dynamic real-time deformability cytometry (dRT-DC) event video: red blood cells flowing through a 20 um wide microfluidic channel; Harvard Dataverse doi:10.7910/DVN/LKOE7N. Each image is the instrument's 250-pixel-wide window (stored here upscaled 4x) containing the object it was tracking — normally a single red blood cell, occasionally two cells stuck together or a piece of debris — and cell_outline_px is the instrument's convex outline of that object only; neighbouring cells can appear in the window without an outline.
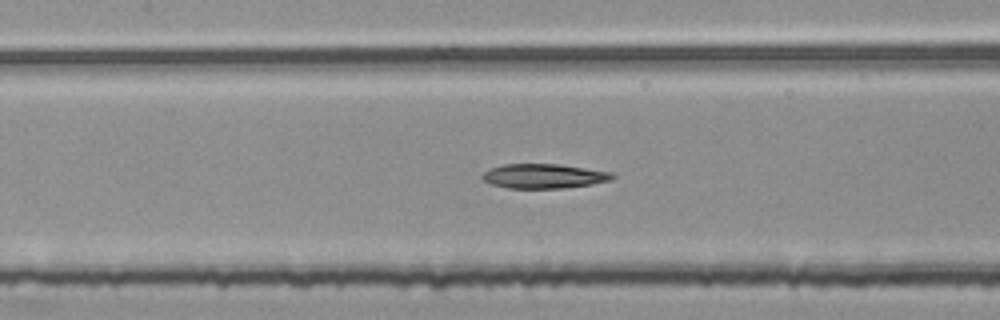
{"species": "common noctule bat (a hibernating species)", "species_latin": "Nyctalus noctula", "temperature_condition": "room temperature", "stored_images_in_passage": 54, "segment_of_instrument_passage": [2, 2], "camera_frame_rate_fps": 3000, "um_per_image_px": 0.085, "animal": {"sex": "female", "body_mass_g": 25.1}, "frame": {"image": 1, "passage_image": 25, "time_ms": 8.0, "image_size_px": [1000, 320], "cell_outline_px": [[616, 176], [612, 180], [592, 184], [564, 188], [508, 188], [492, 184], [484, 180], [480, 176], [488, 168], [504, 164], [560, 164], [612, 172]], "centroid_in_image_um": [46.23, 14.96], "position_along_channel_um": 161.2, "area_um2": 18.67}}
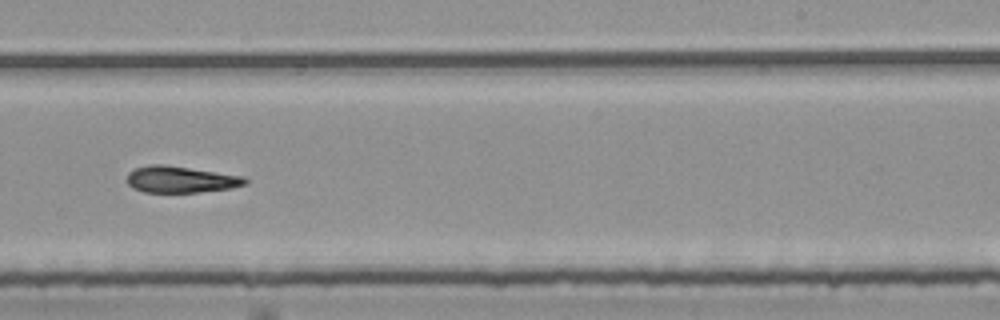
{"frame": {"image": 2, "passage_image": 34, "time_ms": 11.0, "image_size_px": [1000, 320], "cell_outline_px": [[248, 184], [232, 188], [200, 192], [144, 192], [132, 188], [128, 184], [128, 172], [136, 168], [148, 164], [160, 164], [244, 176], [248, 180]], "centroid_in_image_um": [15.37, 15.26], "position_along_channel_um": 273.6, "area_um2": 18.21}}
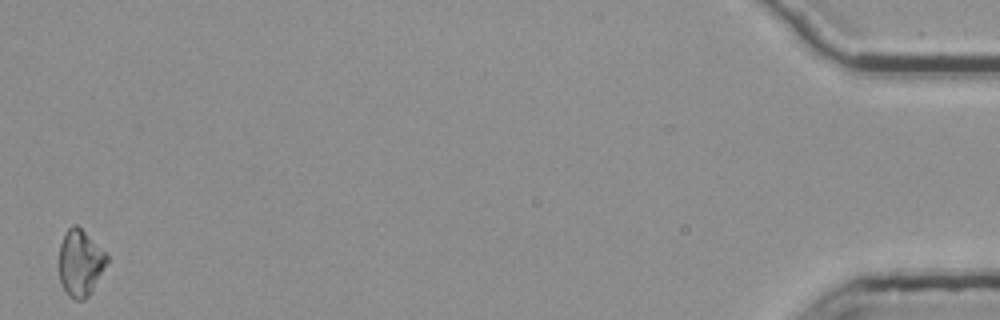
{"frame": {"image": 3, "passage_image": 54, "time_ms": 17.667, "image_size_px": [1000, 320], "cell_outline_px": [[108, 260], [88, 296], [84, 300], [76, 300], [68, 296], [60, 280], [60, 244], [68, 228], [72, 224], [76, 224], [108, 252]], "centroid_in_image_um": [6.84, 22.32], "position_along_channel_um": 428.4, "area_um2": 18.32}}